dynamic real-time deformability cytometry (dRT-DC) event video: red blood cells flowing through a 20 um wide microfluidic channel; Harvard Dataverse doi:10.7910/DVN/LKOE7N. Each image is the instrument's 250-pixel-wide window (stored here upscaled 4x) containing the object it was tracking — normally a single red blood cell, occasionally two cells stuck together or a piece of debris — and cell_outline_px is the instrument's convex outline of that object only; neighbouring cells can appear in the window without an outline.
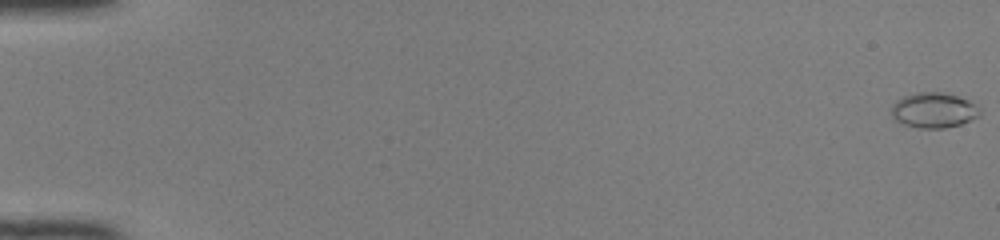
{"species": "common noctule bat (a hibernating species)", "species_latin": "Nyctalus noctula", "temperature_condition": "room temperature", "stored_images_in_passage": 51, "camera_frame_rate_fps": 3000, "um_per_image_px": 0.085, "animal": {"sex": "female", "body_mass_g": 22.0, "forearm_length_mm": 56.7}, "frame": {"image": 1, "passage_image": 1, "time_ms": 0.0, "image_size_px": [1000, 240], "cell_outline_px": [[980, 116], [960, 124], [944, 128], [920, 128], [904, 124], [896, 120], [892, 116], [892, 104], [896, 100], [904, 96], [916, 92], [940, 92], [956, 96], [968, 100], [980, 108]], "centroid_in_image_um": [79.36, 9.37], "position_along_channel_um": 5.6, "area_um2": 18.03}}
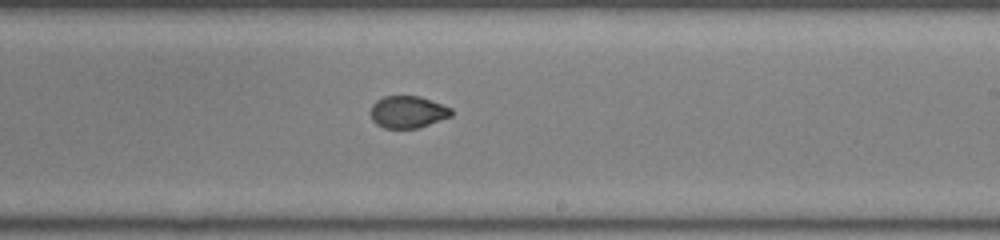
{"frame": {"image": 2, "passage_image": 32, "time_ms": 10.333, "image_size_px": [1000, 240], "cell_outline_px": [[452, 116], [416, 128], [384, 128], [376, 124], [372, 120], [372, 104], [376, 100], [384, 96], [420, 96], [452, 108]], "centroid_in_image_um": [34.66, 9.51], "position_along_channel_um": 254.3, "area_um2": 14.97}}
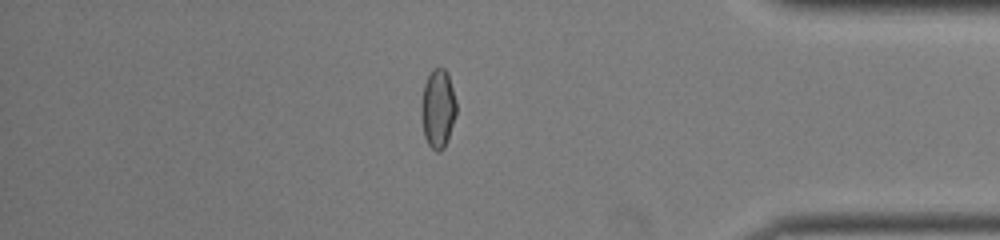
{"frame": {"image": 3, "passage_image": 44, "time_ms": 14.333, "image_size_px": [1000, 240], "cell_outline_px": [[456, 116], [444, 148], [440, 152], [436, 152], [428, 144], [424, 136], [420, 116], [420, 104], [424, 84], [432, 68], [444, 68], [448, 72], [456, 100]], "centroid_in_image_um": [37.21, 9.23], "position_along_channel_um": 398.0, "area_um2": 16.42}, "authors_computed_cell_mechanics": {"area_um2": 16.4152, "velocity_mm_per_s": 4.1727, "shape_relaxation_time_tau1_ms": 10.2996, "shape_relaxation_time_tau2_ms": null, "deformation_change_tau1": 0.2285, "deformation_change_tau2": null}}